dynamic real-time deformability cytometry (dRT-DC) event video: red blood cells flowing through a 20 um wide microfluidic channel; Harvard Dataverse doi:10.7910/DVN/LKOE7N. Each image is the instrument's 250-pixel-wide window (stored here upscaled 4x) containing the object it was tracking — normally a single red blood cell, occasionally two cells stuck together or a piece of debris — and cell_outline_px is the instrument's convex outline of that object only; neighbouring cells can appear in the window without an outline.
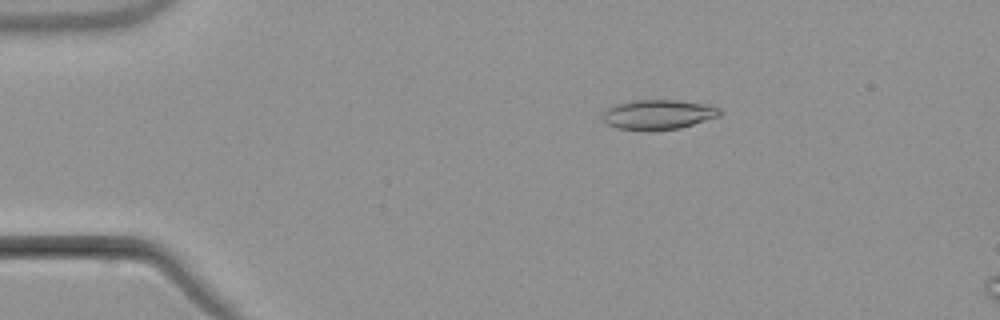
{"species": "common noctule bat (a hibernating species)", "species_latin": "Nyctalus noctula", "temperature_condition": "warm", "stored_images_in_passage": 5, "camera_frame_rate_fps": 3000, "um_per_image_px": 0.085, "animal": {"sex": "male", "body_mass_g": 21.5, "forearm_length_mm": 52.0}, "frame": {"image": 1, "passage_image": 3, "time_ms": 2.333, "image_size_px": [1000, 320], "cell_outline_px": [[720, 116], [680, 128], [616, 128], [608, 124], [604, 120], [604, 112], [608, 108], [616, 104], [632, 100], [680, 100], [704, 104], [720, 108]], "centroid_in_image_um": [55.98, 9.69], "position_along_channel_um": 29.0, "area_um2": 19.54}}